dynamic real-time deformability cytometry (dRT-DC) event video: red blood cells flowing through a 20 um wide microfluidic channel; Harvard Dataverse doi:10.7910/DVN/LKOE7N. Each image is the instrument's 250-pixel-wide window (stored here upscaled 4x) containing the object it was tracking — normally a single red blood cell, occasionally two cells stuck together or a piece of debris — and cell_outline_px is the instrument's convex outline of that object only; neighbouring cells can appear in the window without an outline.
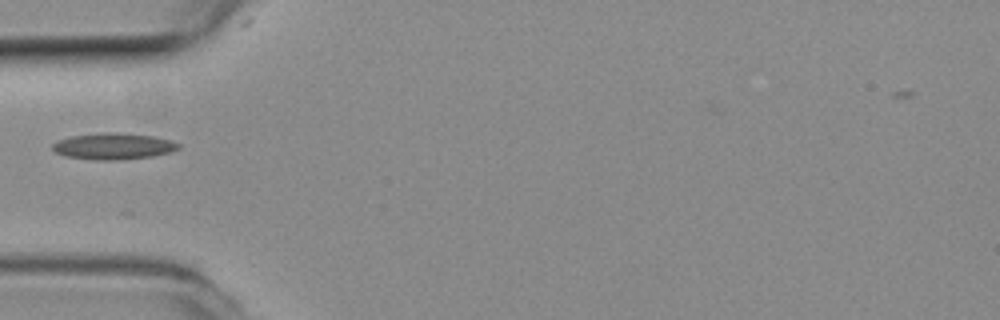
{"species": "common noctule bat (a hibernating species)", "species_latin": "Nyctalus noctula", "temperature_condition": "room temperature", "stored_images_in_passage": 10, "camera_frame_rate_fps": 3000, "um_per_image_px": 0.085, "animal": {"sex": "female", "body_mass_g": 19.3, "forearm_length_mm": 54.1}, "frame": {"image": 1, "passage_image": 1, "time_ms": 0.0, "image_size_px": [1000, 320], "cell_outline_px": [[180, 148], [168, 152], [152, 156], [112, 160], [96, 160], [64, 156], [56, 152], [52, 148], [52, 144], [60, 140], [72, 136], [112, 132], [152, 136], [172, 140], [180, 144]], "centroid_in_image_um": [9.64, 12.43], "position_along_channel_um": 75.4, "area_um2": 18.96}}
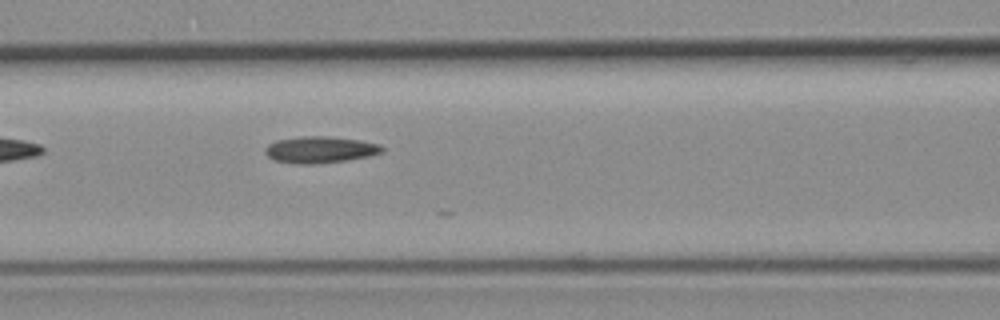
{"frame": {"image": 2, "passage_image": 6, "time_ms": 1.667, "image_size_px": [1000, 320], "cell_outline_px": [[384, 148], [380, 152], [368, 156], [344, 160], [316, 164], [296, 164], [272, 160], [264, 152], [264, 148], [268, 144], [276, 140], [304, 136], [324, 136], [356, 140], [376, 144]], "centroid_in_image_um": [27.09, 12.73], "position_along_channel_um": 139.5, "area_um2": 17.8}}
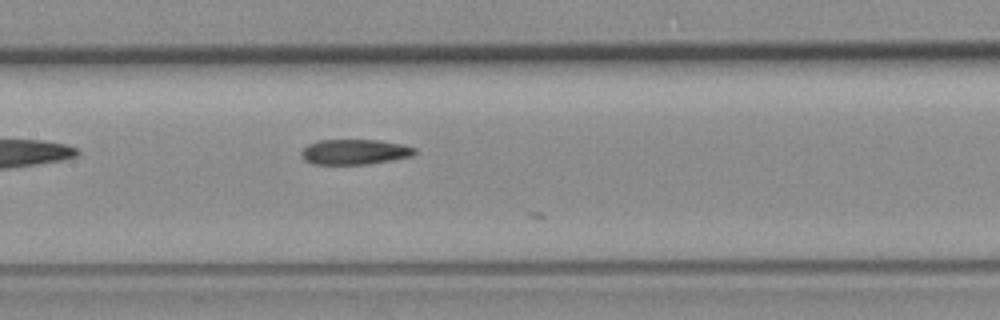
{"frame": {"image": 3, "passage_image": 9, "time_ms": 2.667, "image_size_px": [1000, 320], "cell_outline_px": [[416, 156], [368, 164], [312, 164], [304, 160], [300, 152], [308, 144], [320, 140], [380, 140], [404, 144], [416, 148]], "centroid_in_image_um": [30.2, 12.91], "position_along_channel_um": 177.2, "area_um2": 16.88}}